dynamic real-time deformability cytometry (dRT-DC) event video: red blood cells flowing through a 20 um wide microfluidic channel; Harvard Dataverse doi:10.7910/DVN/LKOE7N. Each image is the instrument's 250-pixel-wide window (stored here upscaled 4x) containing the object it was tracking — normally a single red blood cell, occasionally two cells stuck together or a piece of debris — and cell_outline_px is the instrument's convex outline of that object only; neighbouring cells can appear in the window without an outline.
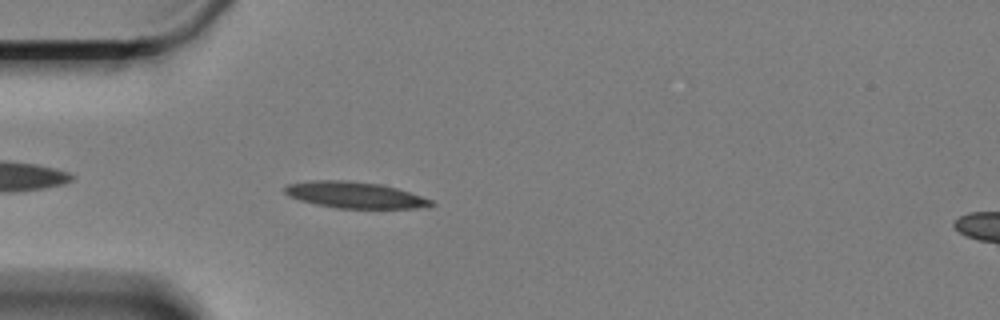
{"species": "Egyptian fruit bat (a non-hibernating species)", "species_latin": "Rousettus aegyptiacus", "temperature_condition": "cold", "stored_images_in_passage": 38, "camera_frame_rate_fps": 3000, "um_per_image_px": 0.085, "animal": {"sex": "female"}, "frame": {"image": 1, "passage_image": 4, "time_ms": 1.0, "image_size_px": [1000, 320], "cell_outline_px": [[436, 204], [416, 208], [336, 208], [316, 204], [300, 200], [288, 196], [284, 192], [284, 188], [288, 184], [308, 180], [348, 180], [380, 184], [396, 188], [432, 200]], "centroid_in_image_um": [30.1, 16.56], "position_along_channel_um": 54.9, "area_um2": 22.31}}
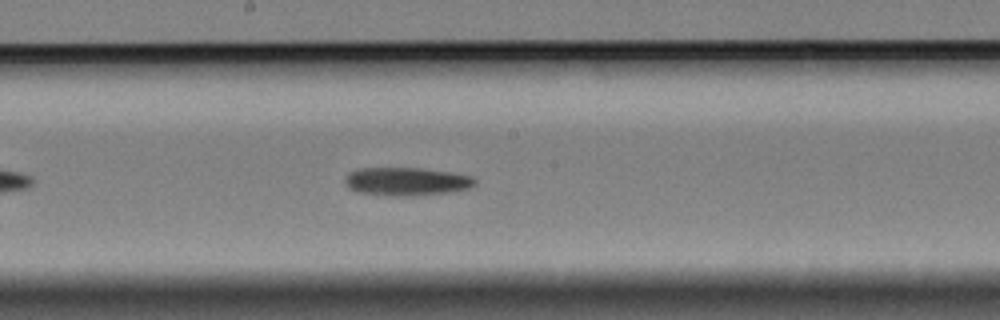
{"frame": {"image": 2, "passage_image": 19, "time_ms": 6.0, "image_size_px": [1000, 320], "cell_outline_px": [[476, 184], [472, 188], [452, 192], [416, 196], [388, 196], [356, 192], [348, 188], [344, 184], [344, 176], [348, 172], [360, 168], [416, 168], [448, 172], [472, 176], [476, 180]], "centroid_in_image_um": [34.52, 15.44], "position_along_channel_um": 213.7, "area_um2": 21.79}}
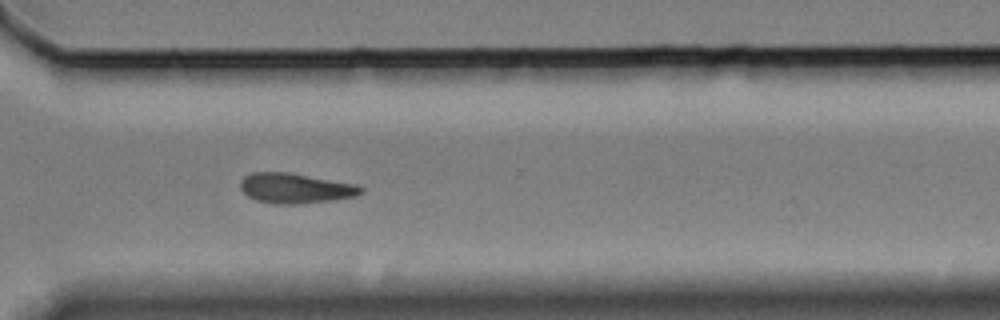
{"frame": {"image": 3, "passage_image": 31, "time_ms": 10.0, "image_size_px": [1000, 320], "cell_outline_px": [[364, 192], [356, 196], [332, 200], [300, 204], [272, 204], [256, 200], [248, 196], [240, 188], [240, 180], [244, 176], [252, 172], [288, 172], [356, 184], [364, 188]], "centroid_in_image_um": [25.1, 16.0], "position_along_channel_um": 345.5, "area_um2": 21.27}}